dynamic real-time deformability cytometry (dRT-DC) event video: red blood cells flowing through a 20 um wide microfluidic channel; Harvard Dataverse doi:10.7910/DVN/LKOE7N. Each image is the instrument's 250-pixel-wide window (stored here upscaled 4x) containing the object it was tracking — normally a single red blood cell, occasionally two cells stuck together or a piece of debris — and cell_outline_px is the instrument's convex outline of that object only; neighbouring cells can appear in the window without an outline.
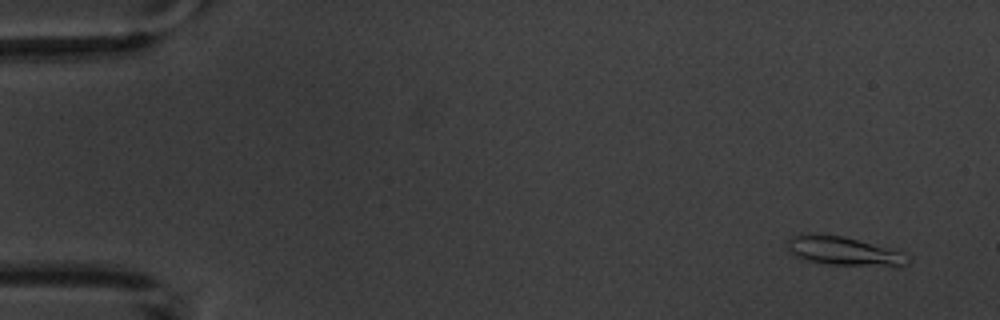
{"species": "common noctule bat (a hibernating species)", "species_latin": "Nyctalus noctula", "temperature_condition": "warm", "stored_images_in_passage": 5, "camera_frame_rate_fps": 3000, "um_per_image_px": 0.085, "animal": {"sex": "male", "body_mass_g": 20.1, "forearm_length_mm": 53.5}, "frame": {"image": 1, "passage_image": 2, "time_ms": 1.0, "image_size_px": [1000, 320], "cell_outline_px": [[912, 260], [904, 268], [896, 268], [832, 264], [804, 260], [788, 252], [788, 240], [792, 236], [800, 232], [840, 236], [904, 252], [912, 256]], "centroid_in_image_um": [71.82, 21.38], "position_along_channel_um": 13.2, "area_um2": 20.81}}